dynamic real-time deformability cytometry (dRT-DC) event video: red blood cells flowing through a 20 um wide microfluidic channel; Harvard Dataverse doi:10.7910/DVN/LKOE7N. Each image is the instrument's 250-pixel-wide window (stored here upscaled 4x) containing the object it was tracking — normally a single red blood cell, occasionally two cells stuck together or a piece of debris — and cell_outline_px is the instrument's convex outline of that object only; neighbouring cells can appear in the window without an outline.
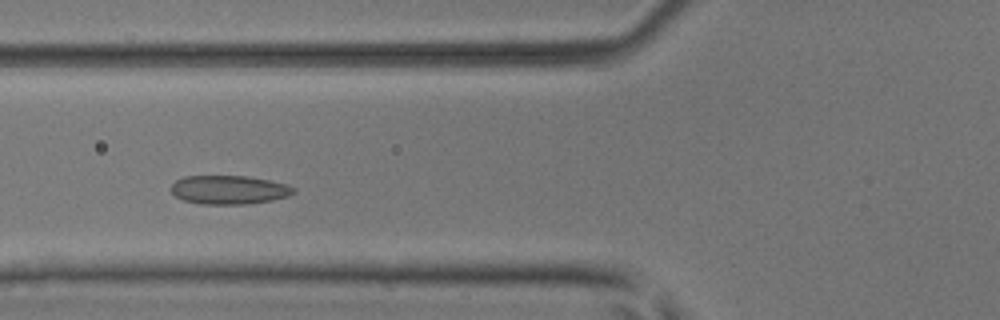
{"species": "common noctule bat (a hibernating species)", "species_latin": "Nyctalus noctula", "temperature_condition": "room temperature", "stored_images_in_passage": 6, "camera_frame_rate_fps": 3000, "um_per_image_px": 0.085, "animal": {"sex": "male", "body_mass_g": 17.9, "forearm_length_mm": 54.2}, "frame": {"image": 1, "passage_image": 3, "time_ms": 0.667, "image_size_px": [1000, 320], "cell_outline_px": [[296, 192], [288, 196], [272, 200], [244, 204], [200, 204], [184, 200], [176, 196], [168, 188], [176, 180], [184, 176], [248, 176], [288, 184], [296, 188]], "centroid_in_image_um": [19.47, 16.13], "position_along_channel_um": 106.3, "area_um2": 20.63}}
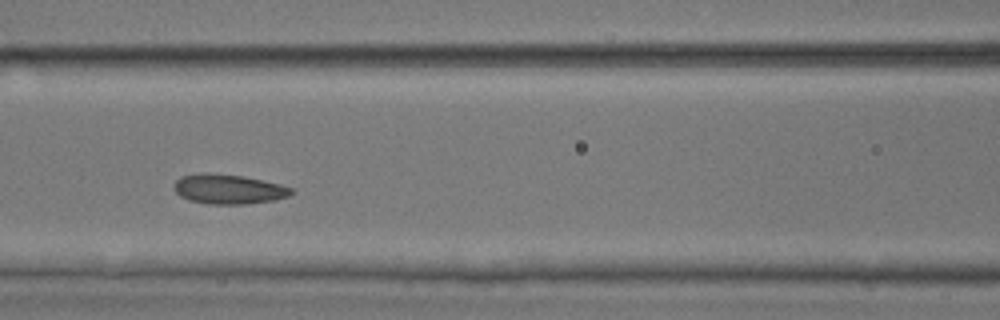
{"frame": {"image": 2, "passage_image": 4, "time_ms": 1.0, "image_size_px": [1000, 320], "cell_outline_px": [[292, 192], [288, 196], [276, 200], [244, 204], [208, 204], [188, 200], [180, 196], [176, 192], [176, 180], [180, 176], [200, 172], [204, 172], [244, 176], [280, 184], [292, 188]], "centroid_in_image_um": [19.41, 16.07], "position_along_channel_um": 147.2, "area_um2": 20.29}}
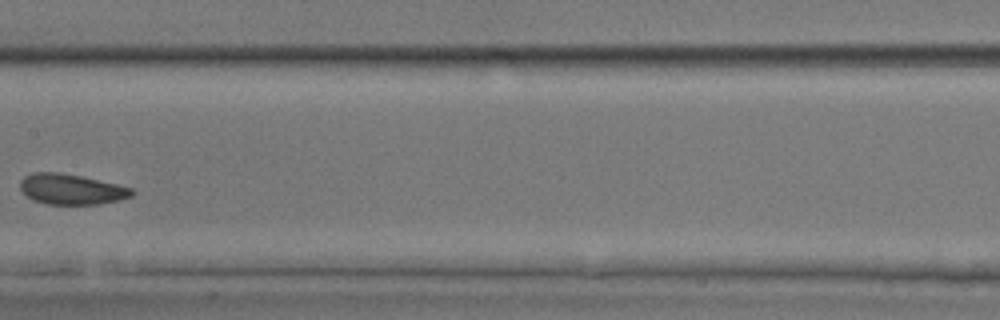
{"frame": {"image": 3, "passage_image": 5, "time_ms": 1.333, "image_size_px": [1000, 320], "cell_outline_px": [[136, 192], [132, 196], [120, 200], [100, 204], [48, 204], [32, 200], [20, 188], [20, 180], [24, 176], [36, 172], [60, 172], [80, 176], [116, 184], [132, 188]], "centroid_in_image_um": [6.08, 16.09], "position_along_channel_um": 201.3, "area_um2": 19.77}}